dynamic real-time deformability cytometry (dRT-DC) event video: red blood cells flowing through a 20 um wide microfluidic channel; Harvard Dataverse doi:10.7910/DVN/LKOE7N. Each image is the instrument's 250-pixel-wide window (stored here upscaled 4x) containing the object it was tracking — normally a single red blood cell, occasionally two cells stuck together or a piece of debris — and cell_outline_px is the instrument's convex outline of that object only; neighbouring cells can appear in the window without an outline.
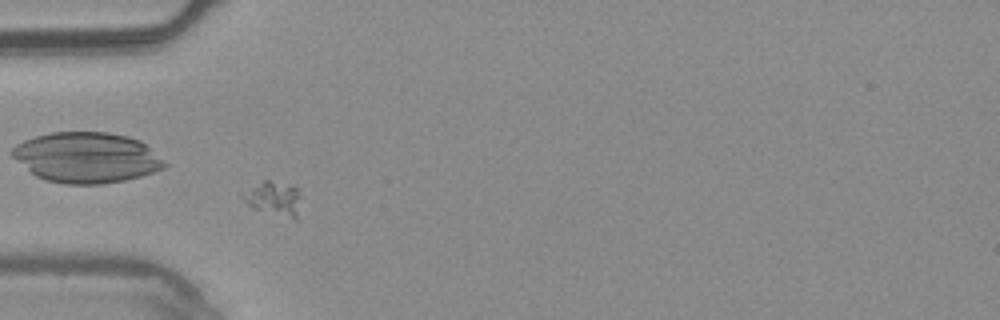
{"species": "common noctule bat (a hibernating species)", "species_latin": "Nyctalus noctula", "temperature_condition": "warm", "stored_images_in_passage": 6, "camera_frame_rate_fps": 3000, "um_per_image_px": 0.085, "animal": {"sex": "male", "body_mass_g": 20.4}, "frame": {"image": 1, "passage_image": 5, "time_ms": 1.333, "image_size_px": [1000, 320], "cell_outline_px": [[300, 196], [296, 220], [256, 208], [248, 204], [240, 196], [240, 192], [264, 180], [268, 180], [300, 188]], "centroid_in_image_um": [23.26, 16.84], "position_along_channel_um": 61.7, "area_um2": 11.33}}